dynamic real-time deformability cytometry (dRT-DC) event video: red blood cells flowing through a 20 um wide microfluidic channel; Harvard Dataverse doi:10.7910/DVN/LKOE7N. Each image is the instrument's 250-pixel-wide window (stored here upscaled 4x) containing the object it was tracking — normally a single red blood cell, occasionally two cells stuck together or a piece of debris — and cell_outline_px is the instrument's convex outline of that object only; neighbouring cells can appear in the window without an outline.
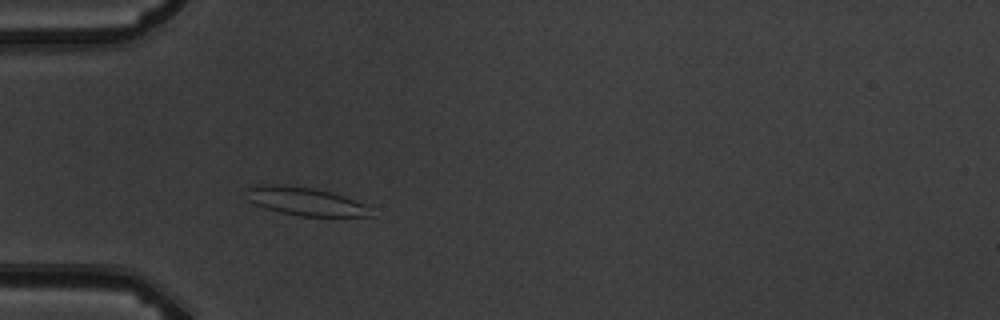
{"species": "common noctule bat (a hibernating species)", "species_latin": "Nyctalus noctula", "temperature_condition": "warm", "stored_images_in_passage": 3, "camera_frame_rate_fps": 3000, "um_per_image_px": 0.085, "animal": {"sex": "male", "body_mass_g": 19.5, "forearm_length_mm": 54.6}, "frame": {"image": 1, "passage_image": 3, "time_ms": 3.333, "image_size_px": [1000, 320], "cell_outline_px": [[372, 216], [300, 216], [280, 212], [264, 208], [248, 200], [244, 188], [256, 184], [276, 184], [312, 188], [344, 196], [364, 204]], "centroid_in_image_um": [25.84, 17.1], "position_along_channel_um": 59.2, "area_um2": 20.23}}